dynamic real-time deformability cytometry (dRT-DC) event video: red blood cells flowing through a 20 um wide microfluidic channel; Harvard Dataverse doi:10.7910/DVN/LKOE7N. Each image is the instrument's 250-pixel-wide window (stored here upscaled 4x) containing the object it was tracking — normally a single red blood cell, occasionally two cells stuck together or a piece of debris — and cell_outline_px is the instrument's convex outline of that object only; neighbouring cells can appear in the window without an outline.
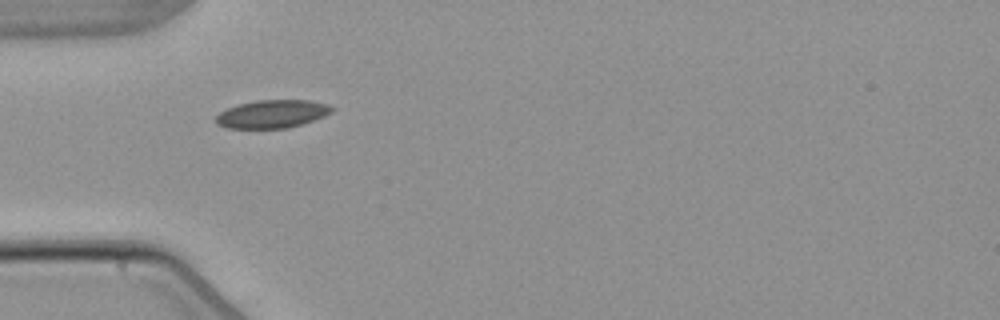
{"species": "common noctule bat (a hibernating species)", "species_latin": "Nyctalus noctula", "temperature_condition": "warm", "stored_images_in_passage": 4, "camera_frame_rate_fps": 3000, "um_per_image_px": 0.085, "animal": {"sex": "male", "body_mass_g": 21.5, "forearm_length_mm": 52.0}, "frame": {"image": 1, "passage_image": 1, "time_ms": 0.0, "image_size_px": [1000, 320], "cell_outline_px": [[336, 108], [332, 112], [324, 116], [288, 128], [228, 128], [216, 124], [216, 116], [220, 112], [228, 108], [240, 104], [256, 100], [308, 100], [328, 104]], "centroid_in_image_um": [23.15, 9.68], "position_along_channel_um": 61.8, "area_um2": 18.84}}